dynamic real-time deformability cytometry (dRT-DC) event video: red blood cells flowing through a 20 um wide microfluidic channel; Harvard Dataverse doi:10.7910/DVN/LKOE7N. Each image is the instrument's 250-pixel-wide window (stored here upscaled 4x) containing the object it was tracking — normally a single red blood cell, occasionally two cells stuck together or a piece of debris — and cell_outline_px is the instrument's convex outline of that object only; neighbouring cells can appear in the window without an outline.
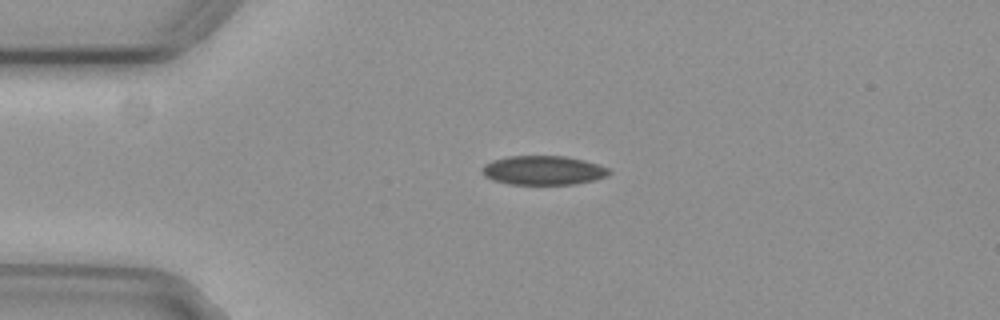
{"species": "common noctule bat (a hibernating species)", "species_latin": "Nyctalus noctula", "temperature_condition": "cold", "stored_images_in_passage": 54, "camera_frame_rate_fps": 3000, "um_per_image_px": 0.085, "animal": {"sex": "female", "body_mass_g": 29.2, "forearm_length_mm": 56.3}, "frame": {"image": 1, "passage_image": 12, "time_ms": 3.667, "image_size_px": [1000, 320], "cell_outline_px": [[612, 172], [608, 176], [596, 180], [572, 184], [508, 184], [492, 180], [484, 176], [480, 168], [484, 164], [492, 160], [508, 156], [564, 156], [584, 160], [608, 168]], "centroid_in_image_um": [46.15, 14.48], "position_along_channel_um": 38.8, "area_um2": 21.68}}
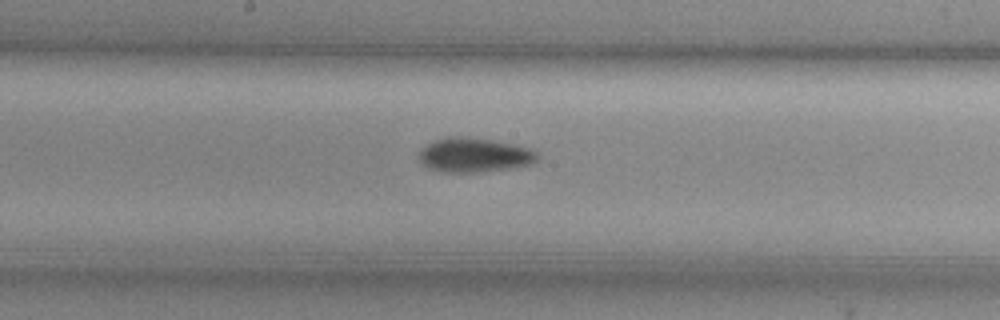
{"frame": {"image": 2, "passage_image": 28, "time_ms": 9.0, "image_size_px": [1000, 320], "cell_outline_px": [[540, 156], [536, 160], [528, 164], [508, 168], [472, 172], [444, 172], [428, 168], [420, 164], [416, 160], [416, 156], [420, 148], [424, 144], [444, 136], [468, 136], [492, 140], [532, 148]], "centroid_in_image_um": [40.19, 13.15], "position_along_channel_um": 208.0, "area_um2": 24.1}}
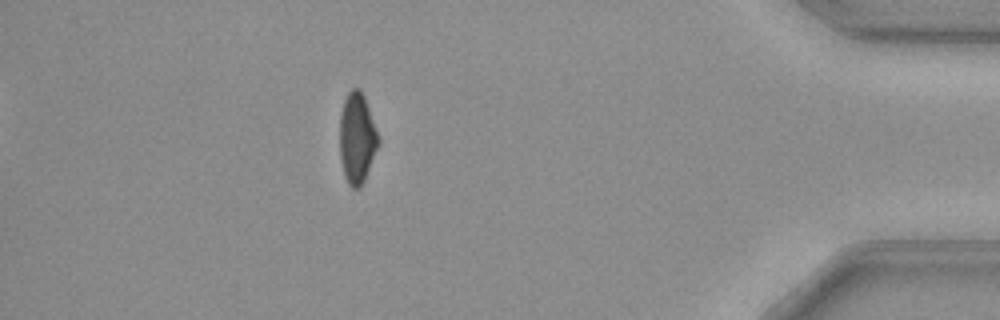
{"frame": {"image": 3, "passage_image": 48, "time_ms": 15.667, "image_size_px": [1000, 320], "cell_outline_px": [[380, 144], [364, 180], [360, 188], [352, 188], [348, 184], [344, 176], [340, 160], [340, 112], [344, 100], [348, 92], [352, 88], [360, 88], [364, 96], [380, 140]], "centroid_in_image_um": [30.34, 11.75], "position_along_channel_um": 404.9, "area_um2": 20.52}, "authors_computed_cell_mechanics": {"area_um2": 21.9929, "velocity_mm_per_s": 3.7289, "shape_relaxation_time_tau1_ms": 6.9996, "shape_relaxation_time_tau2_ms": null, "deformation_change_tau1": 0.1109, "deformation_change_tau2": null}}